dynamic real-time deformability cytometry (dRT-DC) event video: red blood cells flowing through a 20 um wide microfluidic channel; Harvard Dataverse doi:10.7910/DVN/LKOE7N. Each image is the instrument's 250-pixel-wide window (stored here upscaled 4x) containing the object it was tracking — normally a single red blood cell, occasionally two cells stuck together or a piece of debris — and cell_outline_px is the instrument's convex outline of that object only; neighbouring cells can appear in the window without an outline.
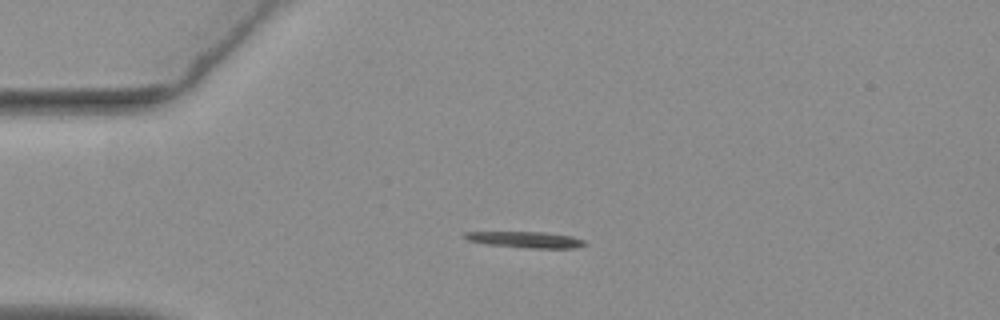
{"species": "common noctule bat (a hibernating species)", "species_latin": "Nyctalus noctula", "temperature_condition": "warm", "stored_images_in_passage": 44, "camera_frame_rate_fps": 3000, "um_per_image_px": 0.085, "animal": {"sex": "female", "body_mass_g": 19.3, "forearm_length_mm": 54.1}, "frame": {"image": 1, "passage_image": 1, "time_ms": 0.0, "image_size_px": [1000, 320], "cell_outline_px": [[588, 244], [572, 248], [532, 248], [484, 244], [468, 240], [464, 236], [464, 232], [544, 232], [572, 236], [584, 240]], "centroid_in_image_um": [44.69, 20.37], "position_along_channel_um": 40.3, "area_um2": 11.21}}
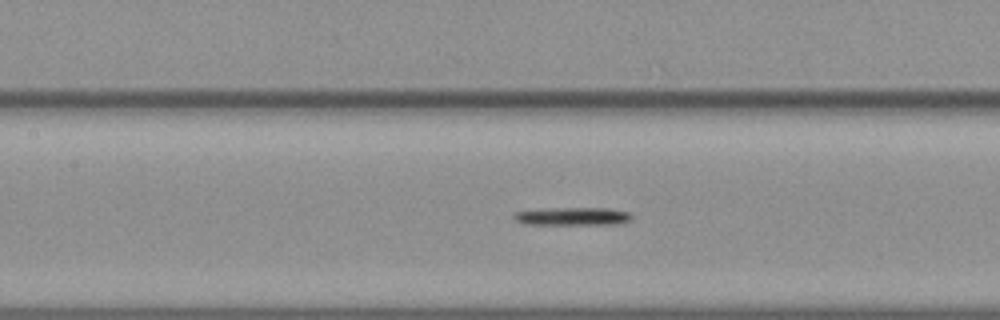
{"frame": {"image": 2, "passage_image": 13, "time_ms": 4.0, "image_size_px": [1000, 320], "cell_outline_px": [[632, 220], [620, 224], [524, 224], [516, 220], [512, 216], [516, 212], [552, 208], [608, 208], [628, 212], [632, 216]], "centroid_in_image_um": [48.73, 18.39], "position_along_channel_um": 158.7, "area_um2": 12.25}}
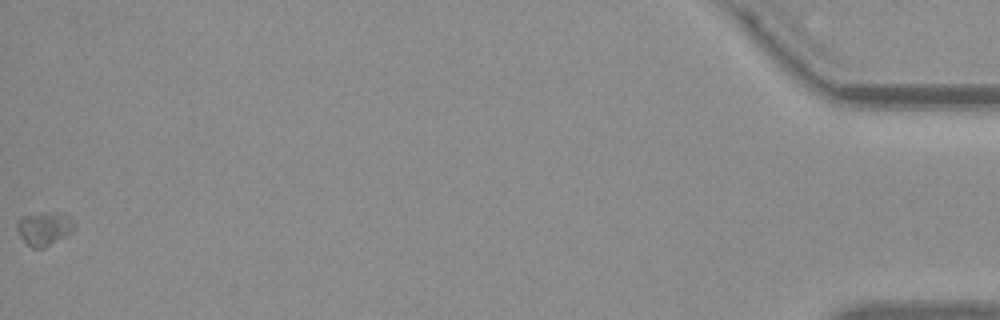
{"frame": {"image": 3, "passage_image": 44, "time_ms": 14.333, "image_size_px": [1000, 320], "cell_outline_px": [[76, 228], [72, 232], [44, 248], [32, 248], [20, 236], [16, 228], [16, 220], [20, 216], [48, 212], [52, 212], [72, 224]], "centroid_in_image_um": [3.64, 19.46], "position_along_channel_um": 431.6, "area_um2": 10.64}, "authors_computed_cell_mechanics": {"area_um2": 10.9531, "velocity_mm_per_s": 3.6537, "shape_relaxation_time_tau1_ms": 3.1176, "shape_relaxation_time_tau2_ms": null, "deformation_change_tau1": 0.1802, "deformation_change_tau2": null}}